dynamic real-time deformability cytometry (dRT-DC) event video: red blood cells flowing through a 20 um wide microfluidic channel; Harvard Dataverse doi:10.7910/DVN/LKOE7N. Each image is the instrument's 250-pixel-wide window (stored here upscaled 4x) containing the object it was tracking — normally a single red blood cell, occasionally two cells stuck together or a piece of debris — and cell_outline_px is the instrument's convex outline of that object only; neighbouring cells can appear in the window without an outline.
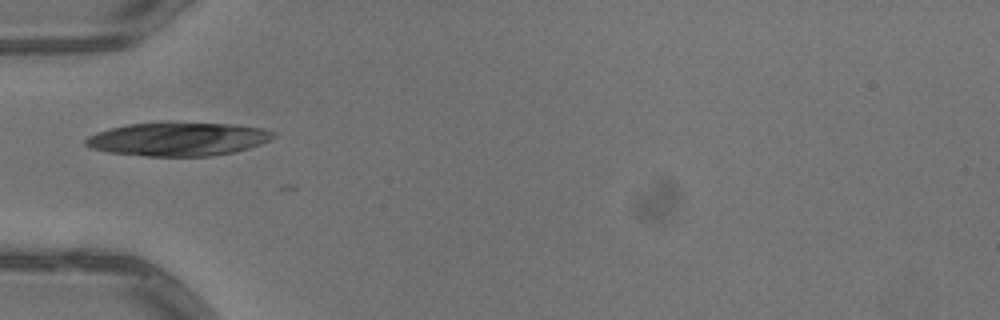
{"species": "common noctule bat (a hibernating species)", "species_latin": "Nyctalus noctula", "temperature_condition": "warm", "stored_images_in_passage": 8, "camera_frame_rate_fps": 3000, "um_per_image_px": 0.085, "animal": {"sex": "male", "body_mass_g": 13.3}, "frame": {"image": 1, "passage_image": 6, "time_ms": 1.667, "image_size_px": [1000, 320], "cell_outline_px": [[276, 136], [260, 144], [236, 152], [212, 156], [148, 156], [108, 152], [92, 148], [84, 144], [84, 140], [88, 136], [96, 132], [128, 124], [236, 124], [264, 128], [276, 132]], "centroid_in_image_um": [15.17, 11.84], "position_along_channel_um": 69.8, "area_um2": 36.13}}
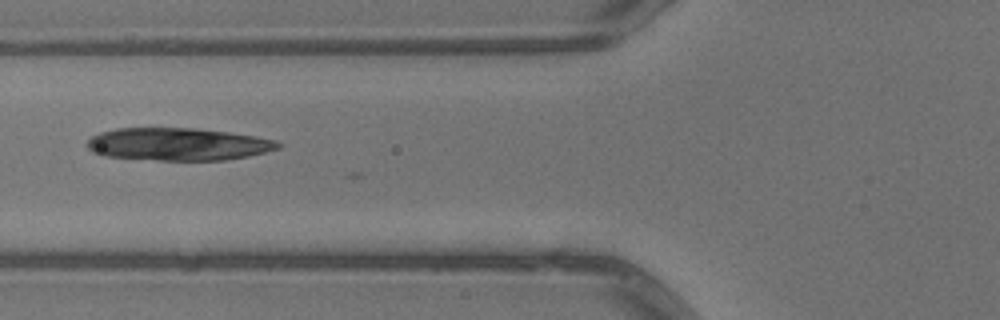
{"frame": {"image": 2, "passage_image": 7, "time_ms": 2.0, "image_size_px": [1000, 320], "cell_outline_px": [[284, 144], [280, 148], [248, 156], [224, 160], [156, 160], [104, 156], [92, 152], [88, 148], [88, 140], [92, 136], [100, 132], [116, 128], [192, 128], [228, 132], [256, 136], [276, 140]], "centroid_in_image_um": [15.14, 12.25], "position_along_channel_um": 110.7, "area_um2": 36.3}}